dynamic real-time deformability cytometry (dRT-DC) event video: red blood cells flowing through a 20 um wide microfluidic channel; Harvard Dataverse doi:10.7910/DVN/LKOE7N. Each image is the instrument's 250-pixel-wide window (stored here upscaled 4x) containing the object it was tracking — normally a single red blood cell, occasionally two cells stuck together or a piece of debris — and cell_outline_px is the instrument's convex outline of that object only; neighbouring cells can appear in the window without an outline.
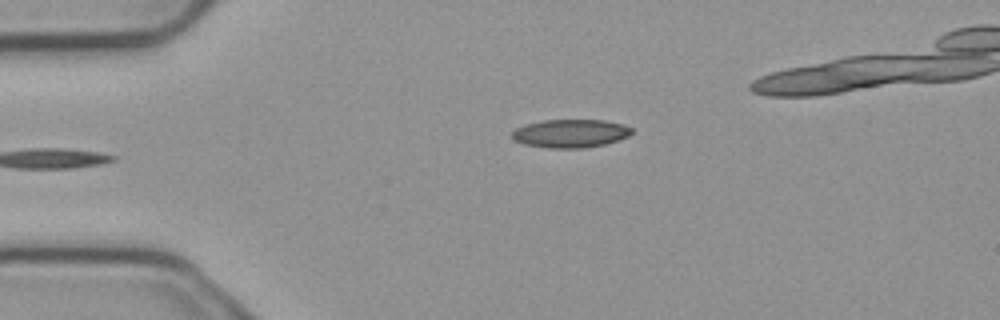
{"species": "common noctule bat (a hibernating species)", "species_latin": "Nyctalus noctula", "temperature_condition": "cold", "stored_images_in_passage": 2, "camera_frame_rate_fps": 3000, "um_per_image_px": 0.085, "animal": {"sex": "male", "body_mass_g": 23.1, "forearm_length_mm": 52.7}, "frame": {"image": 1, "passage_image": 2, "time_ms": 0.333, "image_size_px": [1000, 320], "cell_outline_px": [[632, 132], [628, 136], [604, 144], [580, 148], [548, 148], [524, 144], [516, 140], [512, 136], [512, 132], [516, 128], [524, 124], [544, 120], [604, 120], [624, 124], [632, 128]], "centroid_in_image_um": [48.48, 11.33], "position_along_channel_um": 36.5, "area_um2": 19.59}}